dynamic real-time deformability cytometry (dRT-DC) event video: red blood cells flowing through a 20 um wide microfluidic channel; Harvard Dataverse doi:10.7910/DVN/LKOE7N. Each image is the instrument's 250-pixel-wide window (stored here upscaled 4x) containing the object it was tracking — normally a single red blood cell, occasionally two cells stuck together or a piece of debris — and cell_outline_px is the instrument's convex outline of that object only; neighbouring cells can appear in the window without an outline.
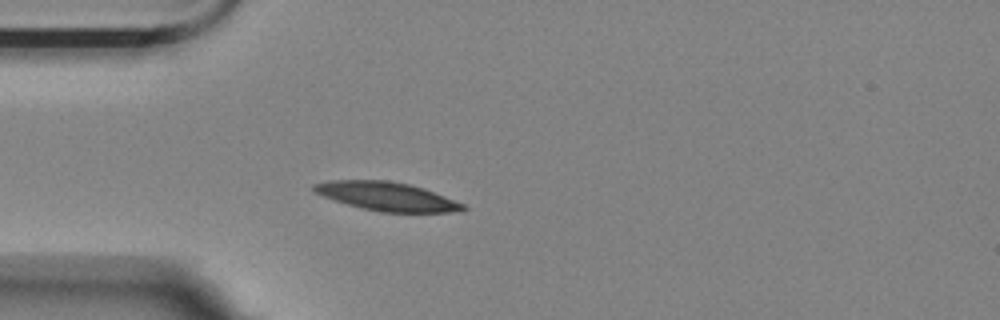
{"species": "Egyptian fruit bat (a non-hibernating species)", "species_latin": "Rousettus aegyptiacus", "temperature_condition": "room temperature", "stored_images_in_passage": 3, "camera_frame_rate_fps": 3000, "um_per_image_px": 0.085, "animal": {"sex": "female"}, "frame": {"image": 1, "passage_image": 3, "time_ms": 0.667, "image_size_px": [1000, 320], "cell_outline_px": [[468, 208], [464, 212], [380, 212], [348, 204], [312, 192], [312, 184], [328, 180], [388, 180], [408, 184], [424, 188], [464, 204]], "centroid_in_image_um": [32.89, 16.69], "position_along_channel_um": 52.1, "area_um2": 24.85}}